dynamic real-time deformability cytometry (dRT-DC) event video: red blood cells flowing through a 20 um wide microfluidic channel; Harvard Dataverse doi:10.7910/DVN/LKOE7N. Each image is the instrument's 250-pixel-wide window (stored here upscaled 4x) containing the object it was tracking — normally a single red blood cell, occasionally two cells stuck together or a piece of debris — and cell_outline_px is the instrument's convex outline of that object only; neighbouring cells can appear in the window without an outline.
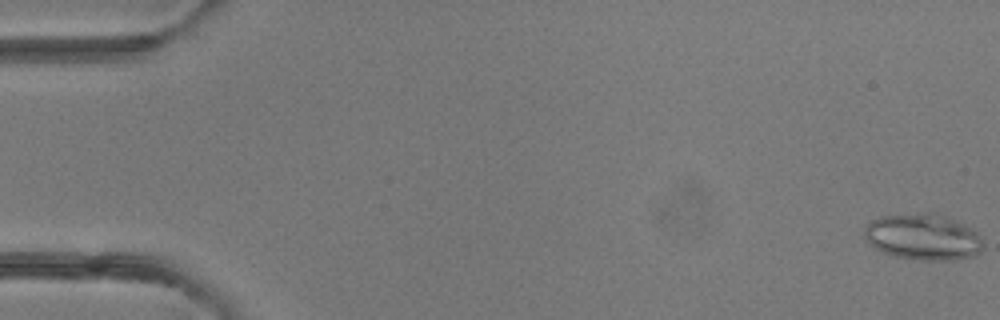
{"species": "common noctule bat (a hibernating species)", "species_latin": "Nyctalus noctula", "temperature_condition": "room temperature", "stored_images_in_passage": 50, "camera_frame_rate_fps": 3000, "um_per_image_px": 0.085, "animal": {"sex": "female"}, "frame": {"image": 1, "passage_image": 1, "time_ms": 0.0, "image_size_px": [1000, 320], "cell_outline_px": [[984, 244], [980, 252], [972, 256], [956, 260], [916, 260], [896, 256], [884, 252], [868, 244], [864, 236], [864, 228], [868, 220], [880, 216], [928, 212], [944, 216], [968, 228], [980, 236]], "centroid_in_image_um": [78.4, 20.15], "position_along_channel_um": 6.6, "area_um2": 31.85}}
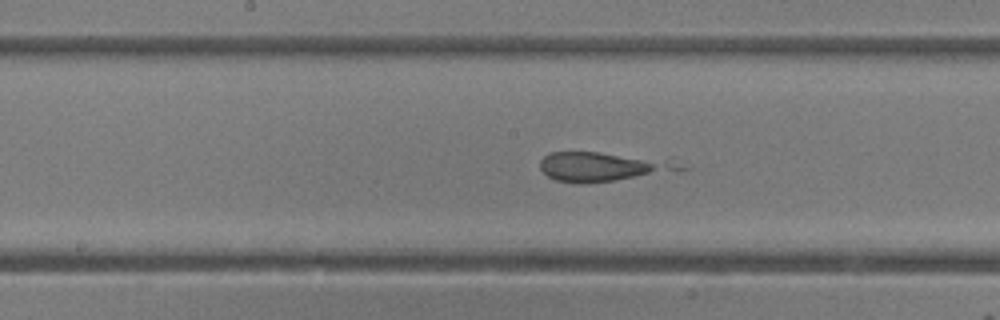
{"frame": {"image": 2, "passage_image": 26, "time_ms": 8.333, "image_size_px": [1000, 320], "cell_outline_px": [[656, 168], [648, 172], [616, 180], [584, 184], [580, 184], [556, 180], [548, 176], [540, 168], [540, 160], [548, 152], [600, 152], [640, 160], [652, 164]], "centroid_in_image_um": [50.25, 14.19], "position_along_channel_um": 198.0, "area_um2": 19.65}}
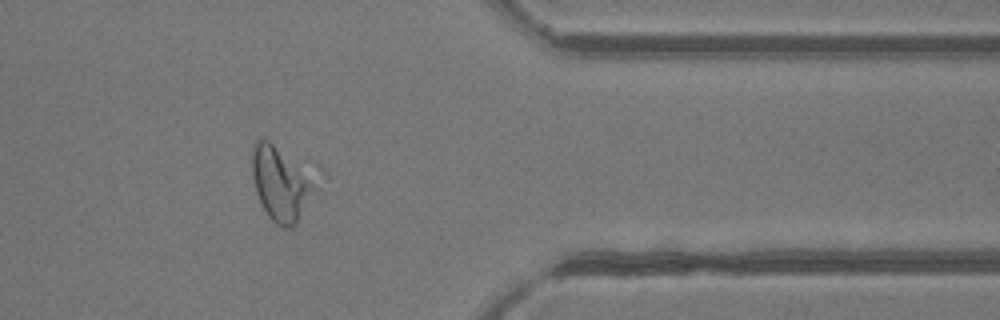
{"frame": {"image": 3, "passage_image": 41, "time_ms": 13.333, "image_size_px": [1000, 320], "cell_outline_px": [[312, 188], [296, 224], [292, 228], [284, 228], [276, 224], [268, 216], [256, 192], [252, 176], [252, 144], [256, 140], [268, 140], [312, 184]], "centroid_in_image_um": [23.68, 15.68], "position_along_channel_um": 387.7, "area_um2": 24.57}}